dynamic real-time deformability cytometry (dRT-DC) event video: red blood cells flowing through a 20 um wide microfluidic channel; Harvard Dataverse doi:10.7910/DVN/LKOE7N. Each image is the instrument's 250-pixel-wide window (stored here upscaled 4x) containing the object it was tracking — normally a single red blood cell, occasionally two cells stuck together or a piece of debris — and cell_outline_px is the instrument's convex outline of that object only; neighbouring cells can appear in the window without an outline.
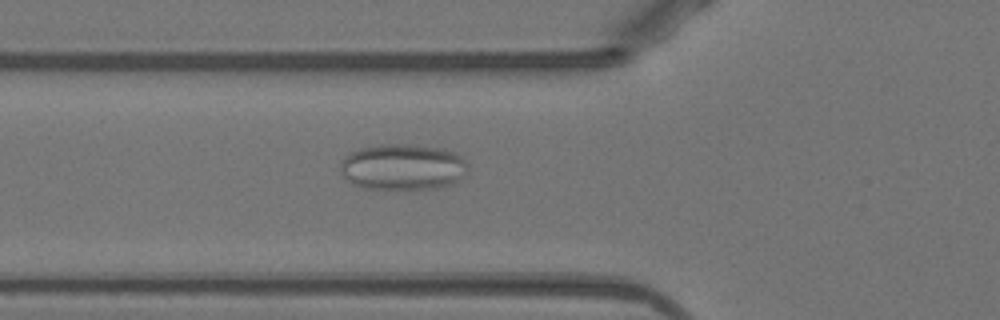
{"species": "Egyptian fruit bat (a non-hibernating species)", "species_latin": "Rousettus aegyptiacus", "temperature_condition": "warm", "stored_images_in_passage": 44, "camera_frame_rate_fps": 3000, "um_per_image_px": 0.085, "animal": {"sex": "female"}, "frame": {"image": 1, "passage_image": 19, "time_ms": 6.0, "image_size_px": [1000, 320], "cell_outline_px": [[468, 172], [464, 176], [452, 184], [444, 188], [360, 188], [352, 184], [340, 172], [340, 160], [344, 156], [360, 148], [380, 144], [416, 144], [444, 148], [460, 156], [468, 164]], "centroid_in_image_um": [34.24, 14.18], "position_along_channel_um": 91.6, "area_um2": 34.62}}
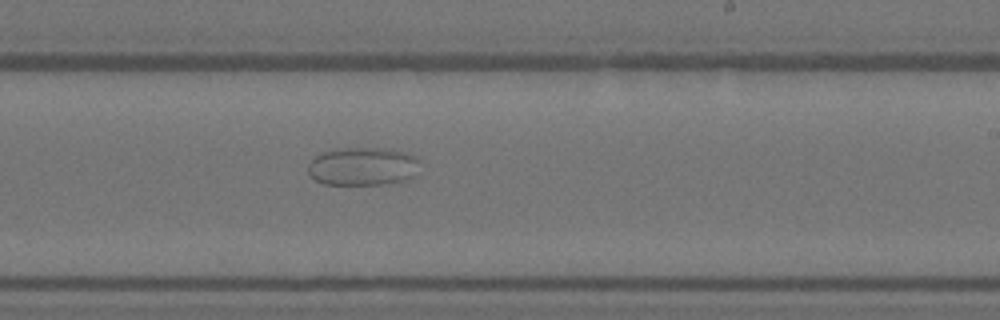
{"frame": {"image": 2, "passage_image": 33, "time_ms": 10.667, "image_size_px": [1000, 320], "cell_outline_px": [[420, 160], [416, 176], [408, 180], [384, 184], [324, 184], [308, 176], [308, 164], [316, 156], [324, 152], [340, 148], [388, 148], [404, 152], [416, 156]], "centroid_in_image_um": [30.88, 14.14], "position_along_channel_um": 258.1, "area_um2": 25.2}}
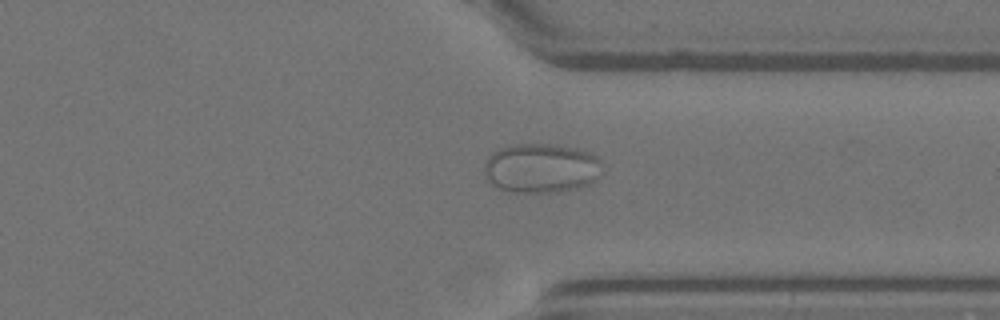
{"frame": {"image": 3, "passage_image": 42, "time_ms": 13.667, "image_size_px": [1000, 320], "cell_outline_px": [[600, 176], [596, 180], [580, 188], [556, 192], [512, 192], [500, 188], [484, 180], [484, 164], [488, 156], [492, 152], [500, 148], [516, 144], [556, 144], [580, 148], [596, 156], [600, 160]], "centroid_in_image_um": [45.99, 14.29], "position_along_channel_um": 365.4, "area_um2": 34.45}}